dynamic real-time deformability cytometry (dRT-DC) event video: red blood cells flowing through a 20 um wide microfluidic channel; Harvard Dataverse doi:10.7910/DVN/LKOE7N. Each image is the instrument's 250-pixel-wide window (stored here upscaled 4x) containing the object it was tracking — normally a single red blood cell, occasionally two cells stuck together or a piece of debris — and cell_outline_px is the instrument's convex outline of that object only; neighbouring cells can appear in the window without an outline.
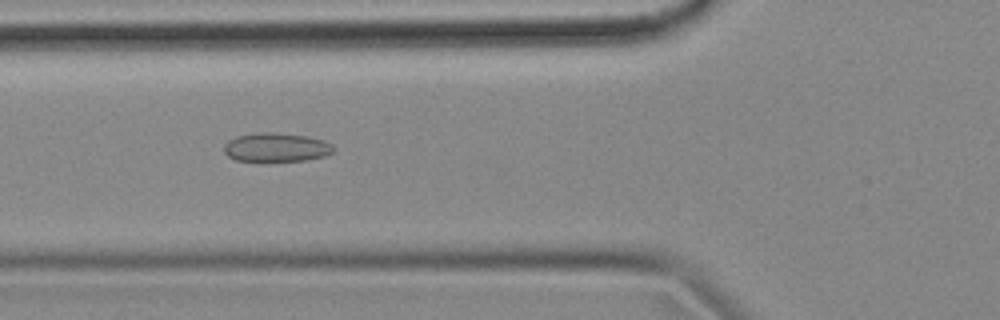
{"species": "common noctule bat (a hibernating species)", "species_latin": "Nyctalus noctula", "temperature_condition": "cold", "stored_images_in_passage": 56, "camera_frame_rate_fps": 3000, "um_per_image_px": 0.085, "animal": {"sex": "female", "body_mass_g": 18.4}, "frame": {"image": 1, "passage_image": 20, "time_ms": 6.333, "image_size_px": [1000, 320], "cell_outline_px": [[336, 148], [332, 152], [324, 156], [308, 160], [236, 160], [228, 156], [224, 152], [224, 144], [228, 140], [236, 136], [260, 132], [276, 132], [308, 136], [324, 140], [332, 144]], "centroid_in_image_um": [23.5, 12.5], "position_along_channel_um": 102.3, "area_um2": 18.38}}
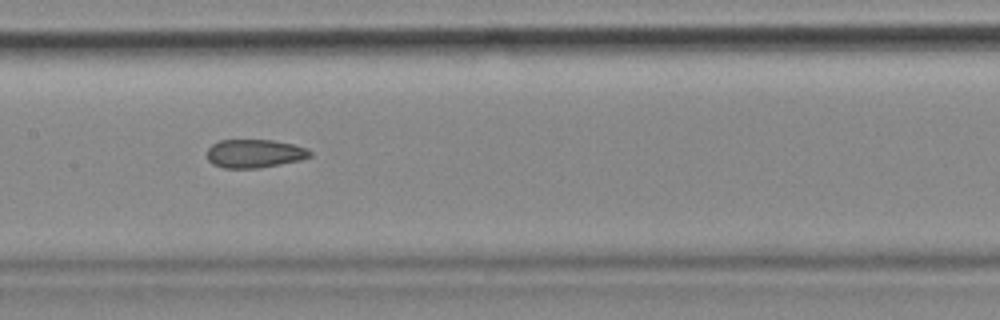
{"frame": {"image": 2, "passage_image": 27, "time_ms": 8.667, "image_size_px": [1000, 320], "cell_outline_px": [[312, 156], [300, 160], [260, 168], [224, 168], [212, 164], [208, 160], [208, 148], [212, 144], [220, 140], [272, 140], [292, 144], [308, 148], [312, 152]], "centroid_in_image_um": [21.65, 13.05], "position_along_channel_um": 185.8, "area_um2": 17.11}}
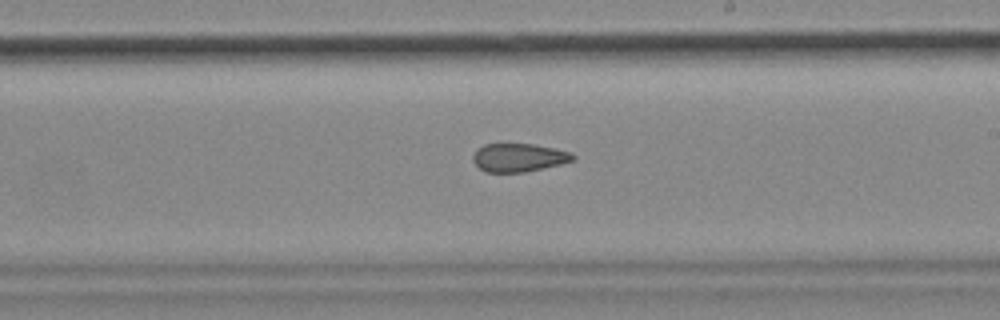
{"frame": {"image": 3, "passage_image": 32, "time_ms": 10.333, "image_size_px": [1000, 320], "cell_outline_px": [[576, 160], [560, 164], [524, 172], [484, 172], [472, 160], [472, 156], [476, 148], [484, 144], [532, 144], [556, 148], [572, 152], [576, 156]], "centroid_in_image_um": [44.1, 13.38], "position_along_channel_um": 244.9, "area_um2": 16.65}, "authors_computed_cell_mechanics": {"area_um2": 18.2937, "velocity_mm_per_s": 3.5749, "shape_relaxation_time_tau1_ms": null, "shape_relaxation_time_tau2_ms": 4.053, "deformation_change_tau1": null, "deformation_change_tau2": 0.106}}